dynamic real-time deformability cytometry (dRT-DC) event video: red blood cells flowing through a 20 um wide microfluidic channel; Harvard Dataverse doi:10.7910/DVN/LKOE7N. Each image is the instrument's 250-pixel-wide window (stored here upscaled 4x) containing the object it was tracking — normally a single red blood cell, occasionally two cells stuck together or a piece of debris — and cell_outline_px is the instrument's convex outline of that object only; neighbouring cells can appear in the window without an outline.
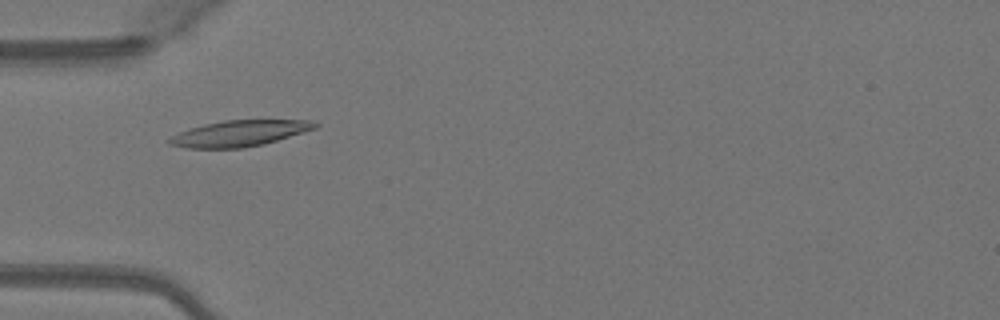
{"species": "Egyptian fruit bat (a non-hibernating species)", "species_latin": "Rousettus aegyptiacus", "temperature_condition": "warm", "stored_images_in_passage": 49, "camera_frame_rate_fps": 3000, "um_per_image_px": 0.085, "animal": {"sex": "female"}, "frame": {"image": 1, "passage_image": 15, "time_ms": 4.667, "image_size_px": [1000, 320], "cell_outline_px": [[320, 124], [316, 128], [264, 144], [244, 148], [188, 148], [168, 144], [168, 140], [172, 136], [188, 128], [204, 124], [224, 120], [312, 120]], "centroid_in_image_um": [20.35, 11.33], "position_along_channel_um": 64.6, "area_um2": 22.02}}
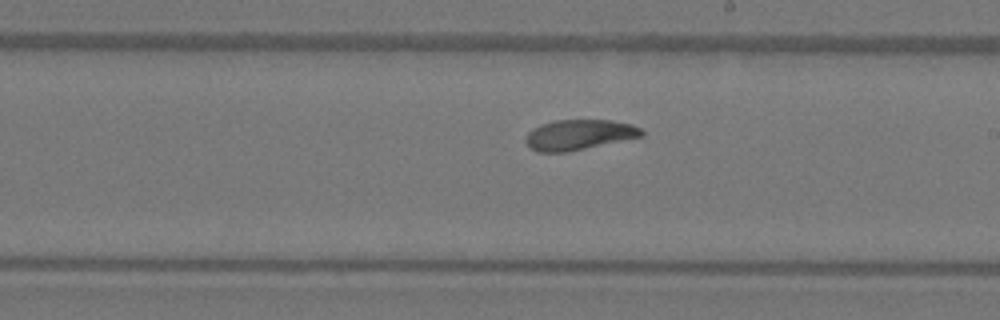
{"frame": {"image": 2, "passage_image": 28, "time_ms": 9.0, "image_size_px": [1000, 320], "cell_outline_px": [[644, 136], [568, 152], [536, 152], [524, 140], [528, 132], [532, 128], [540, 124], [556, 120], [608, 120], [632, 124], [640, 128], [644, 132]], "centroid_in_image_um": [49.21, 11.45], "position_along_channel_um": 239.8, "area_um2": 20.52}}
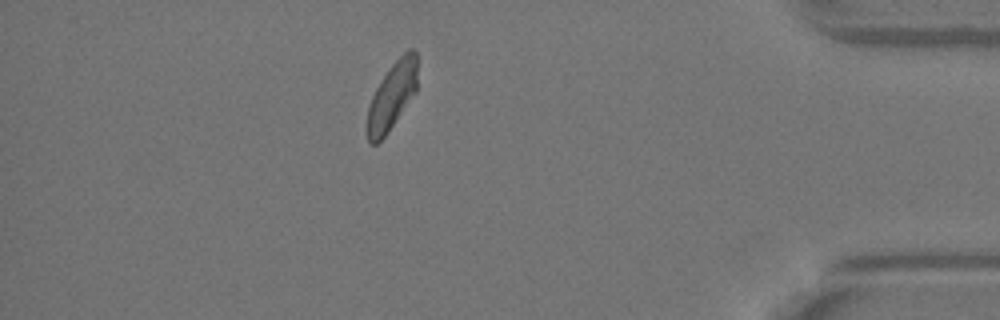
{"frame": {"image": 3, "passage_image": 43, "time_ms": 14.0, "image_size_px": [1000, 320], "cell_outline_px": [[416, 92], [384, 136], [376, 144], [372, 144], [368, 140], [368, 108], [372, 96], [380, 80], [388, 68], [408, 48], [412, 48], [416, 52]], "centroid_in_image_um": [33.32, 8.11], "position_along_channel_um": 401.9, "area_um2": 19.19}, "authors_computed_cell_mechanics": {"area_um2": 21.0392, "velocity_mm_per_s": 4.0639, "shape_relaxation_time_tau1_ms": 4.2944, "shape_relaxation_time_tau2_ms": 2.2051, "deformation_change_tau1": 0.1445, "deformation_change_tau2": 0.0675}}